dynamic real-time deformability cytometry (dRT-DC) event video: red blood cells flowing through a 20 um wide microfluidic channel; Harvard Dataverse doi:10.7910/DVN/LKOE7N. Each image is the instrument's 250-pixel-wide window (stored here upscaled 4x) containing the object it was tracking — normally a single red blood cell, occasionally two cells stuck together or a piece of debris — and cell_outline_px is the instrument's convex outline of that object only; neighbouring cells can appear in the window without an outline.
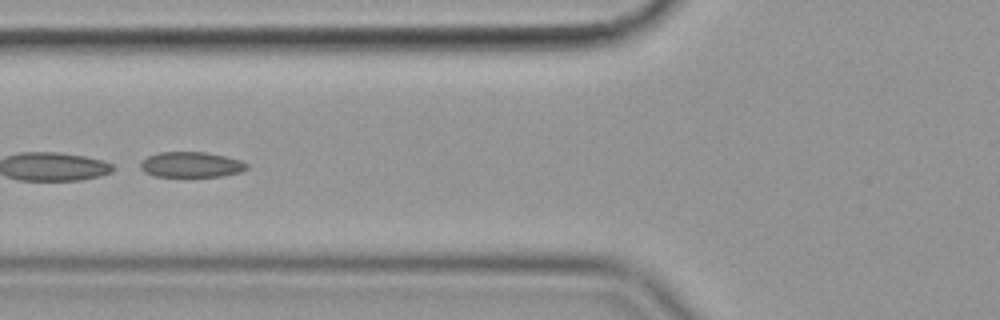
{"species": "common noctule bat (a hibernating species)", "species_latin": "Nyctalus noctula", "temperature_condition": "cold", "stored_images_in_passage": 55, "segment_of_instrument_passage": [2, 2], "camera_frame_rate_fps": 3000, "um_per_image_px": 0.085, "animal": {"sex": "female", "body_mass_g": 19.9}, "frame": {"image": 1, "passage_image": 22, "time_ms": 7.0, "image_size_px": [1000, 320], "cell_outline_px": [[248, 168], [240, 172], [224, 176], [156, 176], [144, 172], [140, 168], [140, 164], [148, 156], [160, 152], [204, 152], [224, 156], [240, 160], [248, 164]], "centroid_in_image_um": [16.26, 13.99], "position_along_channel_um": 109.5, "area_um2": 15.61}}